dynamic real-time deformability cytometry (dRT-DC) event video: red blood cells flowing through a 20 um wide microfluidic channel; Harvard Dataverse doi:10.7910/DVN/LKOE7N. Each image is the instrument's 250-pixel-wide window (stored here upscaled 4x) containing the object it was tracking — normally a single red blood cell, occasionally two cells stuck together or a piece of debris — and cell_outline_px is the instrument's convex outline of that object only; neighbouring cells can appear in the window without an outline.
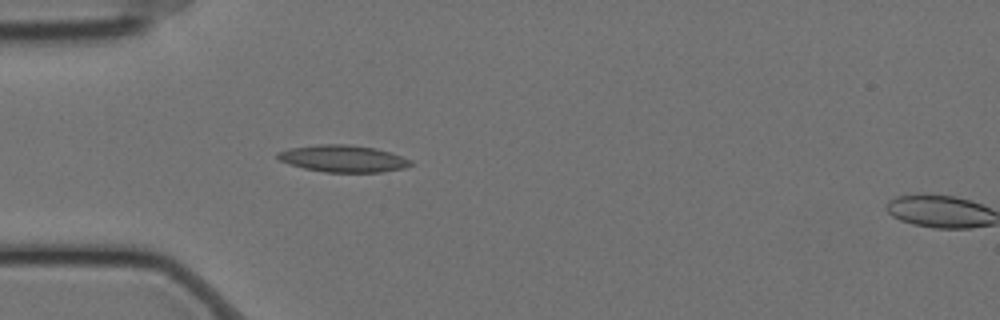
{"species": "Egyptian fruit bat (a non-hibernating species)", "species_latin": "Rousettus aegyptiacus", "temperature_condition": "cold", "stored_images_in_passage": 14, "camera_frame_rate_fps": 3000, "um_per_image_px": 0.085, "animal": {"sex": "female"}, "frame": {"image": 1, "passage_image": 7, "time_ms": 2.0, "image_size_px": [1000, 320], "cell_outline_px": [[416, 164], [404, 168], [384, 172], [324, 172], [304, 168], [280, 160], [276, 156], [276, 152], [288, 148], [316, 144], [348, 144], [376, 148], [412, 160]], "centroid_in_image_um": [29.18, 13.48], "position_along_channel_um": 55.8, "area_um2": 20.98}}
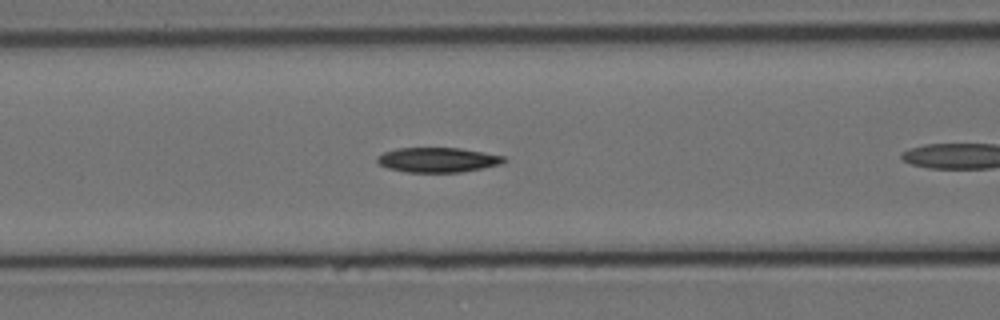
{"frame": {"image": 2, "passage_image": 10, "time_ms": 3.0, "image_size_px": [1000, 320], "cell_outline_px": [[508, 160], [500, 164], [484, 168], [460, 172], [404, 172], [388, 168], [380, 164], [376, 160], [376, 156], [384, 152], [396, 148], [460, 148], [484, 152], [504, 156]], "centroid_in_image_um": [37.21, 13.59], "position_along_channel_um": 129.4, "area_um2": 18.38}}